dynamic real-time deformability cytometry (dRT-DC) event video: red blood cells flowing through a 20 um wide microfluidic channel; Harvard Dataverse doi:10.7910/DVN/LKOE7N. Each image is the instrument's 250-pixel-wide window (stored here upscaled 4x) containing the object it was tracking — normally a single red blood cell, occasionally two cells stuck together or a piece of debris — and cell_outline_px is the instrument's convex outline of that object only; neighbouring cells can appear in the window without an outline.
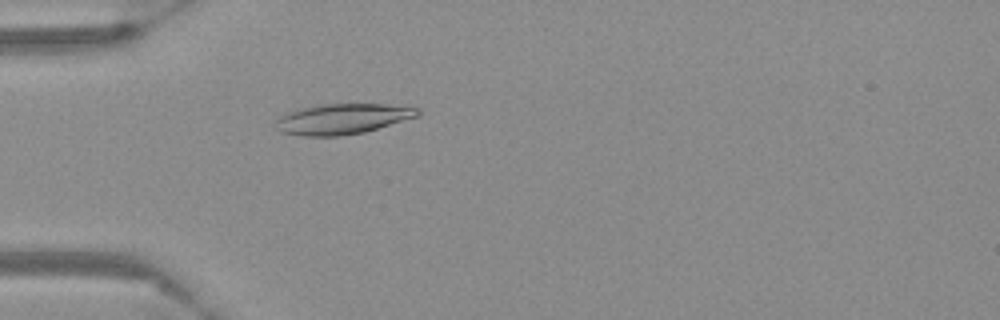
{"species": "Egyptian fruit bat (a non-hibernating species)", "species_latin": "Rousettus aegyptiacus", "temperature_condition": "warm", "stored_images_in_passage": 41, "camera_frame_rate_fps": 3000, "um_per_image_px": 0.085, "frame": {"image": 1, "passage_image": 2, "time_ms": 0.333, "image_size_px": [1000, 320], "cell_outline_px": [[420, 116], [364, 132], [340, 136], [304, 136], [280, 132], [276, 120], [280, 116], [288, 112], [320, 104], [384, 104], [420, 108]], "centroid_in_image_um": [29.15, 10.11], "position_along_channel_um": 55.8, "area_um2": 25.03}}
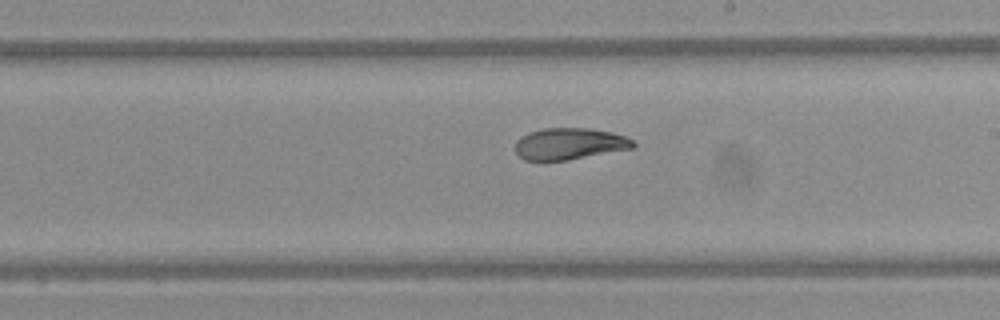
{"frame": {"image": 2, "passage_image": 18, "time_ms": 5.667, "image_size_px": [1000, 320], "cell_outline_px": [[636, 144], [632, 148], [568, 160], [524, 160], [516, 152], [516, 140], [520, 136], [528, 132], [544, 128], [588, 128], [612, 132], [624, 136], [632, 140]], "centroid_in_image_um": [48.38, 12.21], "position_along_channel_um": 240.6, "area_um2": 21.62}}
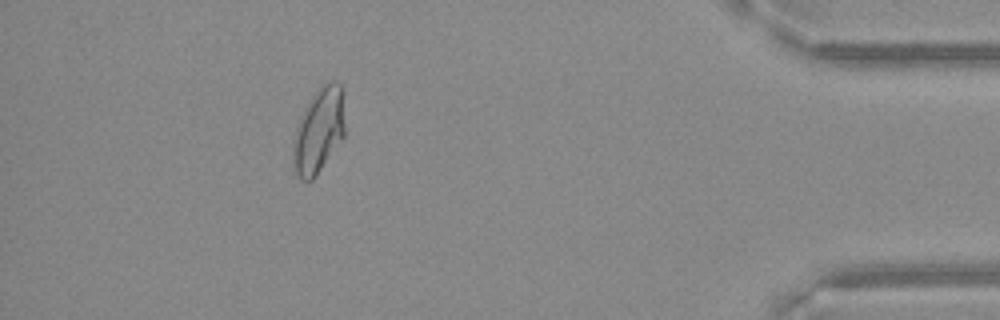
{"frame": {"image": 3, "passage_image": 36, "time_ms": 11.667, "image_size_px": [1000, 320], "cell_outline_px": [[344, 136], [316, 176], [312, 180], [300, 180], [292, 164], [292, 140], [300, 116], [304, 108], [316, 88], [324, 80], [336, 80], [344, 88]], "centroid_in_image_um": [27.09, 11.02], "position_along_channel_um": 408.1, "area_um2": 26.47}}